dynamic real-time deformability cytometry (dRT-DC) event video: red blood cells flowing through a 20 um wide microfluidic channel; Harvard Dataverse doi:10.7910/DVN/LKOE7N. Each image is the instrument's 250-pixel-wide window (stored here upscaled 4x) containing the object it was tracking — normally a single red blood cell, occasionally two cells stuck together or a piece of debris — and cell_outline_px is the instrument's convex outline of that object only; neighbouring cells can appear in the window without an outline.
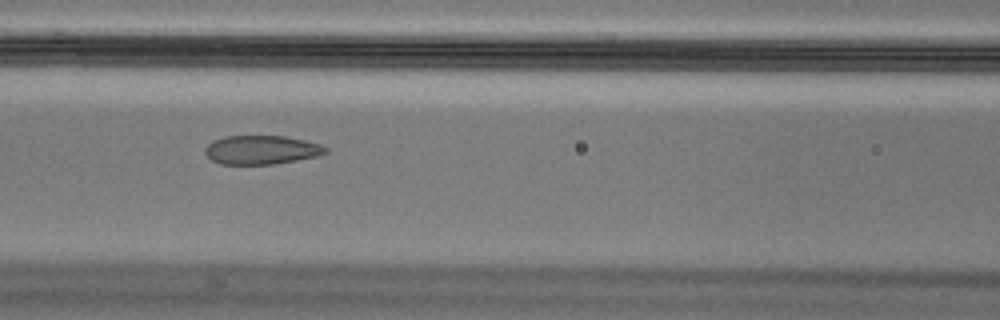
{"species": "Egyptian fruit bat (a non-hibernating species)", "species_latin": "Rousettus aegyptiacus", "temperature_condition": "cold", "stored_images_in_passage": 11, "camera_frame_rate_fps": 3000, "um_per_image_px": 0.085, "animal": {"sex": "male"}, "frame": {"image": 1, "passage_image": 7, "time_ms": 2.0, "image_size_px": [1000, 320], "cell_outline_px": [[328, 152], [320, 156], [276, 164], [220, 164], [212, 160], [204, 152], [204, 148], [212, 140], [224, 136], [284, 136], [304, 140], [320, 144], [328, 148]], "centroid_in_image_um": [22.24, 12.74], "position_along_channel_um": 144.4, "area_um2": 20.46}}